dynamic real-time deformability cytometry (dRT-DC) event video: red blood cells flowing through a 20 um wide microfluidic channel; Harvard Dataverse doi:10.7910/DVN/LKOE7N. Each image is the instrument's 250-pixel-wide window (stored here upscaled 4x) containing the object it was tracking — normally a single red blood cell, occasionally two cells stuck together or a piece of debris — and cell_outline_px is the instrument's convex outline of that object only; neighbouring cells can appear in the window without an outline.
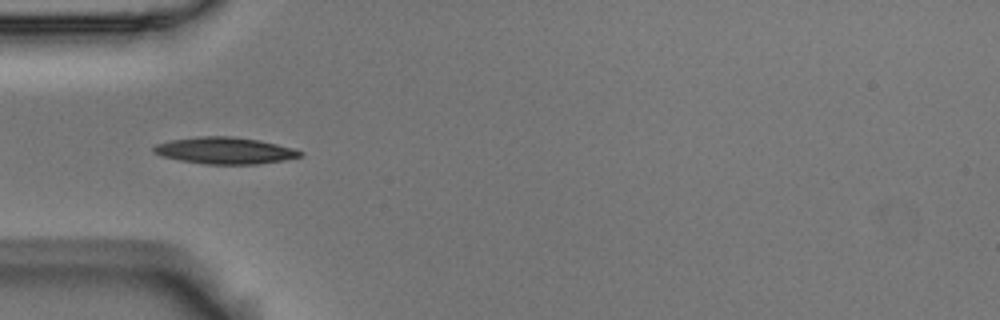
{"species": "Egyptian fruit bat (a non-hibernating species)", "species_latin": "Rousettus aegyptiacus", "temperature_condition": "room temperature", "stored_images_in_passage": 6, "camera_frame_rate_fps": 3000, "um_per_image_px": 0.085, "animal": {"sex": "male"}, "frame": {"image": 1, "passage_image": 5, "time_ms": 1.333, "image_size_px": [1000, 320], "cell_outline_px": [[304, 152], [300, 156], [284, 160], [256, 164], [204, 164], [180, 160], [160, 156], [152, 152], [152, 148], [156, 144], [172, 140], [200, 136], [232, 136], [260, 140], [296, 148]], "centroid_in_image_um": [19.12, 12.79], "position_along_channel_um": 65.9, "area_um2": 22.89}}
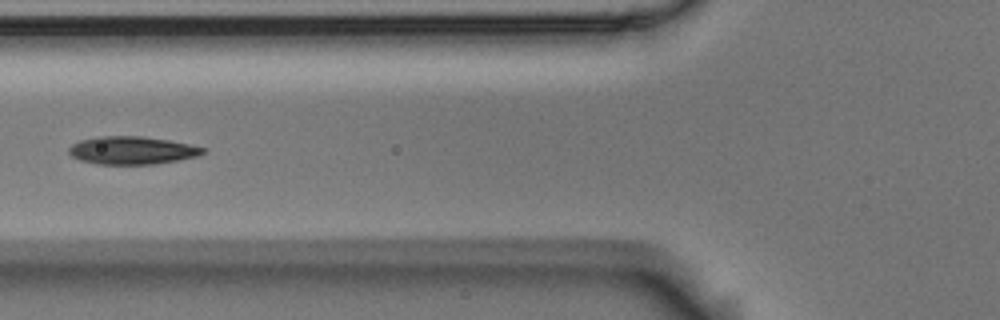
{"frame": {"image": 2, "passage_image": 6, "time_ms": 1.667, "image_size_px": [1000, 320], "cell_outline_px": [[208, 148], [200, 156], [152, 164], [96, 164], [80, 160], [72, 156], [68, 152], [68, 148], [72, 144], [80, 140], [96, 136], [144, 136], [168, 140]], "centroid_in_image_um": [11.21, 12.77], "position_along_channel_um": 114.6, "area_um2": 21.85}}